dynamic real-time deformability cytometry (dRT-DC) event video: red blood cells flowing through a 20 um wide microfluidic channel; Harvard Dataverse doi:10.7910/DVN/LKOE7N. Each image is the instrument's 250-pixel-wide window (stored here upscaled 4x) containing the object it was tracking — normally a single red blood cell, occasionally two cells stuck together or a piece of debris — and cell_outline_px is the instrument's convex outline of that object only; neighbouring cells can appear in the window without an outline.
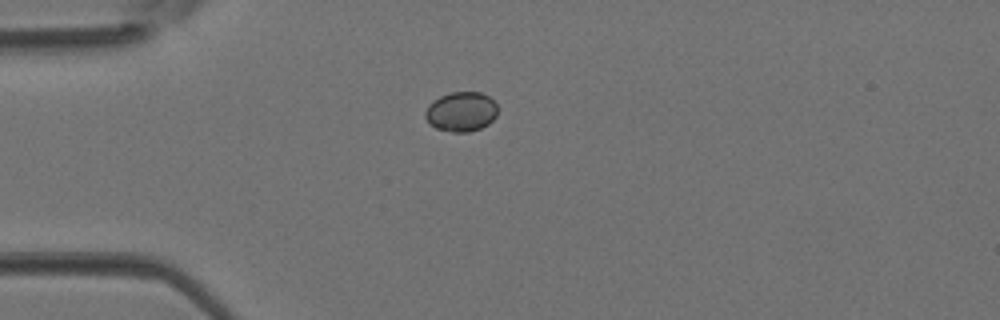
{"species": "Egyptian fruit bat (a non-hibernating species)", "species_latin": "Rousettus aegyptiacus", "temperature_condition": "room temperature", "stored_images_in_passage": 2, "camera_frame_rate_fps": 3000, "um_per_image_px": 0.085, "animal": {"sex": "female"}, "frame": {"image": 1, "passage_image": 1, "time_ms": 0.0, "image_size_px": [1000, 320], "cell_outline_px": [[496, 116], [488, 124], [480, 128], [468, 132], [452, 132], [436, 128], [424, 116], [424, 112], [428, 104], [432, 100], [440, 96], [452, 92], [480, 92], [488, 96], [496, 104]], "centroid_in_image_um": [39.18, 9.48], "position_along_channel_um": 45.8, "area_um2": 16.65}}
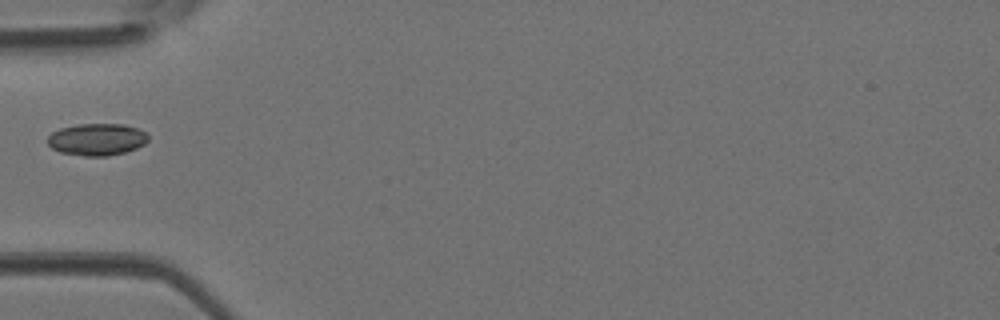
{"frame": {"image": 2, "passage_image": 2, "time_ms": 0.333, "image_size_px": [1000, 320], "cell_outline_px": [[148, 140], [144, 144], [136, 148], [124, 152], [108, 156], [84, 156], [60, 152], [52, 148], [48, 144], [48, 136], [52, 132], [60, 128], [76, 124], [124, 124], [136, 128], [144, 132], [148, 136]], "centroid_in_image_um": [8.22, 11.85], "position_along_channel_um": 76.8, "area_um2": 18.73}}